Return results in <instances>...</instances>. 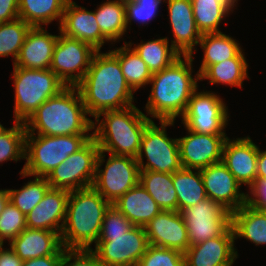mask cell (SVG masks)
Returning a JSON list of instances; mask_svg holds the SVG:
<instances>
[{
	"mask_svg": "<svg viewBox=\"0 0 266 266\" xmlns=\"http://www.w3.org/2000/svg\"><path fill=\"white\" fill-rule=\"evenodd\" d=\"M27 228L25 215L8 201L0 213V244L9 243Z\"/></svg>",
	"mask_w": 266,
	"mask_h": 266,
	"instance_id": "39",
	"label": "cell"
},
{
	"mask_svg": "<svg viewBox=\"0 0 266 266\" xmlns=\"http://www.w3.org/2000/svg\"><path fill=\"white\" fill-rule=\"evenodd\" d=\"M232 226L218 237L190 246L184 253L185 266H232L238 258Z\"/></svg>",
	"mask_w": 266,
	"mask_h": 266,
	"instance_id": "18",
	"label": "cell"
},
{
	"mask_svg": "<svg viewBox=\"0 0 266 266\" xmlns=\"http://www.w3.org/2000/svg\"><path fill=\"white\" fill-rule=\"evenodd\" d=\"M26 133L25 124L14 121L11 128L0 134V163L25 159Z\"/></svg>",
	"mask_w": 266,
	"mask_h": 266,
	"instance_id": "38",
	"label": "cell"
},
{
	"mask_svg": "<svg viewBox=\"0 0 266 266\" xmlns=\"http://www.w3.org/2000/svg\"><path fill=\"white\" fill-rule=\"evenodd\" d=\"M198 45H200L204 53L201 66L197 71L199 76L210 65L234 58L242 50L236 39L223 32L202 34Z\"/></svg>",
	"mask_w": 266,
	"mask_h": 266,
	"instance_id": "30",
	"label": "cell"
},
{
	"mask_svg": "<svg viewBox=\"0 0 266 266\" xmlns=\"http://www.w3.org/2000/svg\"><path fill=\"white\" fill-rule=\"evenodd\" d=\"M22 260H30L51 255H62V246L58 232L26 228L9 245Z\"/></svg>",
	"mask_w": 266,
	"mask_h": 266,
	"instance_id": "24",
	"label": "cell"
},
{
	"mask_svg": "<svg viewBox=\"0 0 266 266\" xmlns=\"http://www.w3.org/2000/svg\"><path fill=\"white\" fill-rule=\"evenodd\" d=\"M6 129L7 128L0 123V134L3 133Z\"/></svg>",
	"mask_w": 266,
	"mask_h": 266,
	"instance_id": "50",
	"label": "cell"
},
{
	"mask_svg": "<svg viewBox=\"0 0 266 266\" xmlns=\"http://www.w3.org/2000/svg\"><path fill=\"white\" fill-rule=\"evenodd\" d=\"M139 183L162 210L178 211V200L173 185L172 173L140 171Z\"/></svg>",
	"mask_w": 266,
	"mask_h": 266,
	"instance_id": "32",
	"label": "cell"
},
{
	"mask_svg": "<svg viewBox=\"0 0 266 266\" xmlns=\"http://www.w3.org/2000/svg\"><path fill=\"white\" fill-rule=\"evenodd\" d=\"M101 33L110 41L118 42L127 32L125 0H107L94 10Z\"/></svg>",
	"mask_w": 266,
	"mask_h": 266,
	"instance_id": "31",
	"label": "cell"
},
{
	"mask_svg": "<svg viewBox=\"0 0 266 266\" xmlns=\"http://www.w3.org/2000/svg\"><path fill=\"white\" fill-rule=\"evenodd\" d=\"M31 26L22 19L0 23V57L13 56L16 61Z\"/></svg>",
	"mask_w": 266,
	"mask_h": 266,
	"instance_id": "37",
	"label": "cell"
},
{
	"mask_svg": "<svg viewBox=\"0 0 266 266\" xmlns=\"http://www.w3.org/2000/svg\"><path fill=\"white\" fill-rule=\"evenodd\" d=\"M62 255H51L23 261L22 266H60Z\"/></svg>",
	"mask_w": 266,
	"mask_h": 266,
	"instance_id": "47",
	"label": "cell"
},
{
	"mask_svg": "<svg viewBox=\"0 0 266 266\" xmlns=\"http://www.w3.org/2000/svg\"><path fill=\"white\" fill-rule=\"evenodd\" d=\"M242 49L234 58L210 65L200 76V81L207 80L211 85L223 84L242 88L248 76V63Z\"/></svg>",
	"mask_w": 266,
	"mask_h": 266,
	"instance_id": "28",
	"label": "cell"
},
{
	"mask_svg": "<svg viewBox=\"0 0 266 266\" xmlns=\"http://www.w3.org/2000/svg\"><path fill=\"white\" fill-rule=\"evenodd\" d=\"M249 190L246 204L258 210H266V179L256 178Z\"/></svg>",
	"mask_w": 266,
	"mask_h": 266,
	"instance_id": "44",
	"label": "cell"
},
{
	"mask_svg": "<svg viewBox=\"0 0 266 266\" xmlns=\"http://www.w3.org/2000/svg\"><path fill=\"white\" fill-rule=\"evenodd\" d=\"M162 2L164 0H125L127 28H131L129 25L132 21L140 22L139 25H148L149 21L158 16Z\"/></svg>",
	"mask_w": 266,
	"mask_h": 266,
	"instance_id": "41",
	"label": "cell"
},
{
	"mask_svg": "<svg viewBox=\"0 0 266 266\" xmlns=\"http://www.w3.org/2000/svg\"><path fill=\"white\" fill-rule=\"evenodd\" d=\"M13 68L16 122L24 123L42 103L67 86L51 69Z\"/></svg>",
	"mask_w": 266,
	"mask_h": 266,
	"instance_id": "7",
	"label": "cell"
},
{
	"mask_svg": "<svg viewBox=\"0 0 266 266\" xmlns=\"http://www.w3.org/2000/svg\"><path fill=\"white\" fill-rule=\"evenodd\" d=\"M99 152V146L92 137L81 149L49 172L46 179L50 188L72 191L91 187Z\"/></svg>",
	"mask_w": 266,
	"mask_h": 266,
	"instance_id": "10",
	"label": "cell"
},
{
	"mask_svg": "<svg viewBox=\"0 0 266 266\" xmlns=\"http://www.w3.org/2000/svg\"><path fill=\"white\" fill-rule=\"evenodd\" d=\"M256 178L266 179V151H261L258 147L257 175Z\"/></svg>",
	"mask_w": 266,
	"mask_h": 266,
	"instance_id": "48",
	"label": "cell"
},
{
	"mask_svg": "<svg viewBox=\"0 0 266 266\" xmlns=\"http://www.w3.org/2000/svg\"><path fill=\"white\" fill-rule=\"evenodd\" d=\"M234 238H244L251 243L266 245V210H258L246 203L232 212Z\"/></svg>",
	"mask_w": 266,
	"mask_h": 266,
	"instance_id": "26",
	"label": "cell"
},
{
	"mask_svg": "<svg viewBox=\"0 0 266 266\" xmlns=\"http://www.w3.org/2000/svg\"><path fill=\"white\" fill-rule=\"evenodd\" d=\"M32 177H34V180L28 181L21 189H7L9 201L25 216L42 200L50 188L46 177Z\"/></svg>",
	"mask_w": 266,
	"mask_h": 266,
	"instance_id": "36",
	"label": "cell"
},
{
	"mask_svg": "<svg viewBox=\"0 0 266 266\" xmlns=\"http://www.w3.org/2000/svg\"><path fill=\"white\" fill-rule=\"evenodd\" d=\"M4 244H0V266H22L23 261L10 248H4Z\"/></svg>",
	"mask_w": 266,
	"mask_h": 266,
	"instance_id": "46",
	"label": "cell"
},
{
	"mask_svg": "<svg viewBox=\"0 0 266 266\" xmlns=\"http://www.w3.org/2000/svg\"><path fill=\"white\" fill-rule=\"evenodd\" d=\"M50 69L67 85L76 86L86 75L95 50L88 43L60 32Z\"/></svg>",
	"mask_w": 266,
	"mask_h": 266,
	"instance_id": "14",
	"label": "cell"
},
{
	"mask_svg": "<svg viewBox=\"0 0 266 266\" xmlns=\"http://www.w3.org/2000/svg\"><path fill=\"white\" fill-rule=\"evenodd\" d=\"M172 178L179 212L207 197L200 170L182 167L179 171L172 173Z\"/></svg>",
	"mask_w": 266,
	"mask_h": 266,
	"instance_id": "34",
	"label": "cell"
},
{
	"mask_svg": "<svg viewBox=\"0 0 266 266\" xmlns=\"http://www.w3.org/2000/svg\"><path fill=\"white\" fill-rule=\"evenodd\" d=\"M88 115L134 105V91L127 84L119 59L109 50L96 51L84 78L76 85Z\"/></svg>",
	"mask_w": 266,
	"mask_h": 266,
	"instance_id": "1",
	"label": "cell"
},
{
	"mask_svg": "<svg viewBox=\"0 0 266 266\" xmlns=\"http://www.w3.org/2000/svg\"><path fill=\"white\" fill-rule=\"evenodd\" d=\"M175 121H159L158 126L152 120L145 128L136 157L140 171L174 173L182 168L177 138H169L167 127ZM147 163H144V157Z\"/></svg>",
	"mask_w": 266,
	"mask_h": 266,
	"instance_id": "8",
	"label": "cell"
},
{
	"mask_svg": "<svg viewBox=\"0 0 266 266\" xmlns=\"http://www.w3.org/2000/svg\"><path fill=\"white\" fill-rule=\"evenodd\" d=\"M136 266H185L184 253L149 244Z\"/></svg>",
	"mask_w": 266,
	"mask_h": 266,
	"instance_id": "40",
	"label": "cell"
},
{
	"mask_svg": "<svg viewBox=\"0 0 266 266\" xmlns=\"http://www.w3.org/2000/svg\"><path fill=\"white\" fill-rule=\"evenodd\" d=\"M132 45V42L125 41L123 46L110 51L119 59L127 84L136 92L149 84L153 74L138 53L131 48Z\"/></svg>",
	"mask_w": 266,
	"mask_h": 266,
	"instance_id": "33",
	"label": "cell"
},
{
	"mask_svg": "<svg viewBox=\"0 0 266 266\" xmlns=\"http://www.w3.org/2000/svg\"><path fill=\"white\" fill-rule=\"evenodd\" d=\"M60 32L65 36L88 43L100 51L106 42H110L100 31L94 11L68 0L60 24Z\"/></svg>",
	"mask_w": 266,
	"mask_h": 266,
	"instance_id": "21",
	"label": "cell"
},
{
	"mask_svg": "<svg viewBox=\"0 0 266 266\" xmlns=\"http://www.w3.org/2000/svg\"><path fill=\"white\" fill-rule=\"evenodd\" d=\"M58 36L47 32L44 27H31L13 66L25 69H50Z\"/></svg>",
	"mask_w": 266,
	"mask_h": 266,
	"instance_id": "23",
	"label": "cell"
},
{
	"mask_svg": "<svg viewBox=\"0 0 266 266\" xmlns=\"http://www.w3.org/2000/svg\"><path fill=\"white\" fill-rule=\"evenodd\" d=\"M258 146L250 136L226 139L223 146L222 162L236 180L248 188L254 183L257 175Z\"/></svg>",
	"mask_w": 266,
	"mask_h": 266,
	"instance_id": "20",
	"label": "cell"
},
{
	"mask_svg": "<svg viewBox=\"0 0 266 266\" xmlns=\"http://www.w3.org/2000/svg\"><path fill=\"white\" fill-rule=\"evenodd\" d=\"M92 134L65 136H45L26 134L25 164L20 171L21 177H46L51 170L62 163L69 155L81 149Z\"/></svg>",
	"mask_w": 266,
	"mask_h": 266,
	"instance_id": "6",
	"label": "cell"
},
{
	"mask_svg": "<svg viewBox=\"0 0 266 266\" xmlns=\"http://www.w3.org/2000/svg\"><path fill=\"white\" fill-rule=\"evenodd\" d=\"M95 249L105 266H136L149 246L145 228L133 226L126 233L118 235H100Z\"/></svg>",
	"mask_w": 266,
	"mask_h": 266,
	"instance_id": "13",
	"label": "cell"
},
{
	"mask_svg": "<svg viewBox=\"0 0 266 266\" xmlns=\"http://www.w3.org/2000/svg\"><path fill=\"white\" fill-rule=\"evenodd\" d=\"M197 89L188 102L187 109L181 117L184 126L199 134L227 135L228 106L213 91Z\"/></svg>",
	"mask_w": 266,
	"mask_h": 266,
	"instance_id": "11",
	"label": "cell"
},
{
	"mask_svg": "<svg viewBox=\"0 0 266 266\" xmlns=\"http://www.w3.org/2000/svg\"><path fill=\"white\" fill-rule=\"evenodd\" d=\"M19 0H0V23H8L19 18Z\"/></svg>",
	"mask_w": 266,
	"mask_h": 266,
	"instance_id": "45",
	"label": "cell"
},
{
	"mask_svg": "<svg viewBox=\"0 0 266 266\" xmlns=\"http://www.w3.org/2000/svg\"><path fill=\"white\" fill-rule=\"evenodd\" d=\"M112 205L133 225L142 227L162 211L140 183L119 197Z\"/></svg>",
	"mask_w": 266,
	"mask_h": 266,
	"instance_id": "25",
	"label": "cell"
},
{
	"mask_svg": "<svg viewBox=\"0 0 266 266\" xmlns=\"http://www.w3.org/2000/svg\"><path fill=\"white\" fill-rule=\"evenodd\" d=\"M134 225L114 205L106 210L100 235H118L126 233Z\"/></svg>",
	"mask_w": 266,
	"mask_h": 266,
	"instance_id": "42",
	"label": "cell"
},
{
	"mask_svg": "<svg viewBox=\"0 0 266 266\" xmlns=\"http://www.w3.org/2000/svg\"><path fill=\"white\" fill-rule=\"evenodd\" d=\"M94 120L92 137L100 151L134 158L139 153L143 132L152 121L135 105L103 111Z\"/></svg>",
	"mask_w": 266,
	"mask_h": 266,
	"instance_id": "5",
	"label": "cell"
},
{
	"mask_svg": "<svg viewBox=\"0 0 266 266\" xmlns=\"http://www.w3.org/2000/svg\"><path fill=\"white\" fill-rule=\"evenodd\" d=\"M9 201V193L7 189H0V213L4 210Z\"/></svg>",
	"mask_w": 266,
	"mask_h": 266,
	"instance_id": "49",
	"label": "cell"
},
{
	"mask_svg": "<svg viewBox=\"0 0 266 266\" xmlns=\"http://www.w3.org/2000/svg\"><path fill=\"white\" fill-rule=\"evenodd\" d=\"M193 16L201 34L221 33L220 23L226 18L238 0H191Z\"/></svg>",
	"mask_w": 266,
	"mask_h": 266,
	"instance_id": "27",
	"label": "cell"
},
{
	"mask_svg": "<svg viewBox=\"0 0 266 266\" xmlns=\"http://www.w3.org/2000/svg\"><path fill=\"white\" fill-rule=\"evenodd\" d=\"M164 2L168 4L169 22L174 37L170 42L172 47L181 56L193 55L197 51L196 46L202 34L195 23L191 0H164Z\"/></svg>",
	"mask_w": 266,
	"mask_h": 266,
	"instance_id": "17",
	"label": "cell"
},
{
	"mask_svg": "<svg viewBox=\"0 0 266 266\" xmlns=\"http://www.w3.org/2000/svg\"><path fill=\"white\" fill-rule=\"evenodd\" d=\"M180 214L190 246L223 235L232 226V212L209 197L181 210Z\"/></svg>",
	"mask_w": 266,
	"mask_h": 266,
	"instance_id": "12",
	"label": "cell"
},
{
	"mask_svg": "<svg viewBox=\"0 0 266 266\" xmlns=\"http://www.w3.org/2000/svg\"><path fill=\"white\" fill-rule=\"evenodd\" d=\"M108 154L105 162V151L99 152L92 186L112 204L139 183L140 169L134 157Z\"/></svg>",
	"mask_w": 266,
	"mask_h": 266,
	"instance_id": "9",
	"label": "cell"
},
{
	"mask_svg": "<svg viewBox=\"0 0 266 266\" xmlns=\"http://www.w3.org/2000/svg\"><path fill=\"white\" fill-rule=\"evenodd\" d=\"M111 203L93 186L69 191L66 218L60 237L65 249H91L100 236Z\"/></svg>",
	"mask_w": 266,
	"mask_h": 266,
	"instance_id": "4",
	"label": "cell"
},
{
	"mask_svg": "<svg viewBox=\"0 0 266 266\" xmlns=\"http://www.w3.org/2000/svg\"><path fill=\"white\" fill-rule=\"evenodd\" d=\"M169 38H159L134 44L133 49L146 63L152 74L170 66L181 55L169 44Z\"/></svg>",
	"mask_w": 266,
	"mask_h": 266,
	"instance_id": "35",
	"label": "cell"
},
{
	"mask_svg": "<svg viewBox=\"0 0 266 266\" xmlns=\"http://www.w3.org/2000/svg\"><path fill=\"white\" fill-rule=\"evenodd\" d=\"M24 124L26 134L65 136L92 134L93 121L88 117L78 88L66 86L42 103Z\"/></svg>",
	"mask_w": 266,
	"mask_h": 266,
	"instance_id": "3",
	"label": "cell"
},
{
	"mask_svg": "<svg viewBox=\"0 0 266 266\" xmlns=\"http://www.w3.org/2000/svg\"><path fill=\"white\" fill-rule=\"evenodd\" d=\"M184 128L188 135L177 138L183 168L201 170L222 161L227 135L199 134Z\"/></svg>",
	"mask_w": 266,
	"mask_h": 266,
	"instance_id": "15",
	"label": "cell"
},
{
	"mask_svg": "<svg viewBox=\"0 0 266 266\" xmlns=\"http://www.w3.org/2000/svg\"><path fill=\"white\" fill-rule=\"evenodd\" d=\"M68 198V190L49 188L42 200L25 216L27 228L55 231L61 234Z\"/></svg>",
	"mask_w": 266,
	"mask_h": 266,
	"instance_id": "22",
	"label": "cell"
},
{
	"mask_svg": "<svg viewBox=\"0 0 266 266\" xmlns=\"http://www.w3.org/2000/svg\"><path fill=\"white\" fill-rule=\"evenodd\" d=\"M194 55L180 56L170 66L152 75L146 116L159 121H175L185 113L188 102L198 89L199 74L193 72Z\"/></svg>",
	"mask_w": 266,
	"mask_h": 266,
	"instance_id": "2",
	"label": "cell"
},
{
	"mask_svg": "<svg viewBox=\"0 0 266 266\" xmlns=\"http://www.w3.org/2000/svg\"><path fill=\"white\" fill-rule=\"evenodd\" d=\"M67 2L68 0H19V19L31 27H45L56 20L60 27Z\"/></svg>",
	"mask_w": 266,
	"mask_h": 266,
	"instance_id": "29",
	"label": "cell"
},
{
	"mask_svg": "<svg viewBox=\"0 0 266 266\" xmlns=\"http://www.w3.org/2000/svg\"><path fill=\"white\" fill-rule=\"evenodd\" d=\"M204 182L206 196L219 202L228 211L238 210L246 203L247 192L226 165L220 161L200 170Z\"/></svg>",
	"mask_w": 266,
	"mask_h": 266,
	"instance_id": "16",
	"label": "cell"
},
{
	"mask_svg": "<svg viewBox=\"0 0 266 266\" xmlns=\"http://www.w3.org/2000/svg\"><path fill=\"white\" fill-rule=\"evenodd\" d=\"M60 266H105L91 249H65Z\"/></svg>",
	"mask_w": 266,
	"mask_h": 266,
	"instance_id": "43",
	"label": "cell"
},
{
	"mask_svg": "<svg viewBox=\"0 0 266 266\" xmlns=\"http://www.w3.org/2000/svg\"><path fill=\"white\" fill-rule=\"evenodd\" d=\"M144 228L150 245L182 253L190 247L187 228L179 211L162 210Z\"/></svg>",
	"mask_w": 266,
	"mask_h": 266,
	"instance_id": "19",
	"label": "cell"
}]
</instances>
